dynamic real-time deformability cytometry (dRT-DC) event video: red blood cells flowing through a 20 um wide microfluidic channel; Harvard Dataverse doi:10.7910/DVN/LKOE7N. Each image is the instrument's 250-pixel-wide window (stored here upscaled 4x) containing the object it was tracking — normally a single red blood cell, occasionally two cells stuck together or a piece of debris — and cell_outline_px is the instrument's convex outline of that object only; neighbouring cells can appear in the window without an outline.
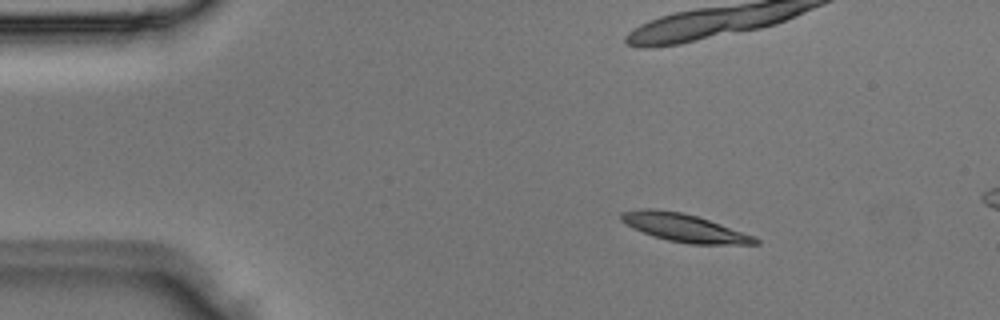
{"species": "Egyptian fruit bat (a non-hibernating species)", "species_latin": "Rousettus aegyptiacus", "temperature_condition": "room temperature", "stored_images_in_passage": 2, "camera_frame_rate_fps": 3000, "um_per_image_px": 0.085, "animal": {"sex": "male"}, "frame": {"image": 1, "passage_image": 1, "time_ms": 0.0, "image_size_px": [1000, 320], "cell_outline_px": [[760, 244], [688, 244], [668, 240], [644, 232], [620, 220], [620, 212], [640, 208], [652, 208], [680, 212], [696, 216], [756, 236], [760, 240]], "centroid_in_image_um": [58.19, 19.35], "position_along_channel_um": 26.8, "area_um2": 21.56}}